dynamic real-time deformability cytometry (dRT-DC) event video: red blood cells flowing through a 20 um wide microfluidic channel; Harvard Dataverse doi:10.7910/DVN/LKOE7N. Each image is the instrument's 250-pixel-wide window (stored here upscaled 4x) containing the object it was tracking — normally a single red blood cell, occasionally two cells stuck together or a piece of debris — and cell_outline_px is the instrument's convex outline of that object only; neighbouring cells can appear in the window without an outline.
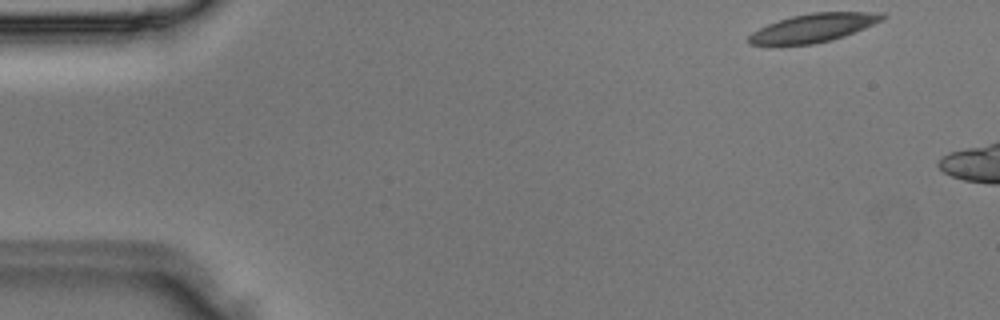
{"species": "Egyptian fruit bat (a non-hibernating species)", "species_latin": "Rousettus aegyptiacus", "temperature_condition": "room temperature", "stored_images_in_passage": 2, "camera_frame_rate_fps": 3000, "um_per_image_px": 0.085, "animal": {"sex": "male"}, "frame": {"image": 1, "passage_image": 1, "time_ms": 0.0, "image_size_px": [1000, 320], "cell_outline_px": [[888, 16], [884, 20], [844, 36], [832, 40], [812, 44], [748, 44], [748, 36], [752, 32], [768, 24], [792, 16], [812, 12], [884, 12]], "centroid_in_image_um": [69.21, 2.35], "position_along_channel_um": 15.8, "area_um2": 21.96}}